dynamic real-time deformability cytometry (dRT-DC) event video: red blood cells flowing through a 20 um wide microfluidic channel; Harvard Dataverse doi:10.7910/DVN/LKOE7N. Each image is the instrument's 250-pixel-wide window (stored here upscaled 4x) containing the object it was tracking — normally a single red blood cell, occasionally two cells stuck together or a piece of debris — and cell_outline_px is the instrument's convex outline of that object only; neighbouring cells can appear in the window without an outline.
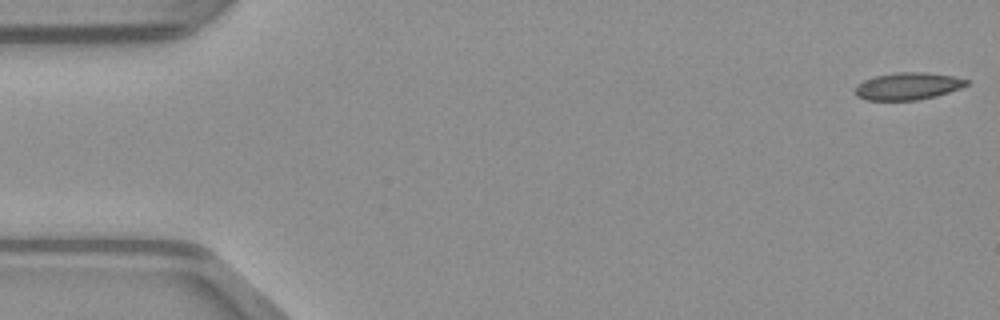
{"species": "common noctule bat (a hibernating species)", "species_latin": "Nyctalus noctula", "temperature_condition": "warm", "stored_images_in_passage": 48, "camera_frame_rate_fps": 3000, "um_per_image_px": 0.085, "animal": {"sex": "male", "body_mass_g": 23.1, "forearm_length_mm": 52.7}, "frame": {"image": 1, "passage_image": 1, "time_ms": 0.0, "image_size_px": [1000, 320], "cell_outline_px": [[968, 84], [960, 88], [936, 96], [916, 100], [864, 100], [856, 96], [852, 92], [856, 84], [864, 80], [876, 76], [896, 72], [924, 72], [952, 76], [968, 80]], "centroid_in_image_um": [77.09, 7.33], "position_along_channel_um": 7.9, "area_um2": 17.74}}
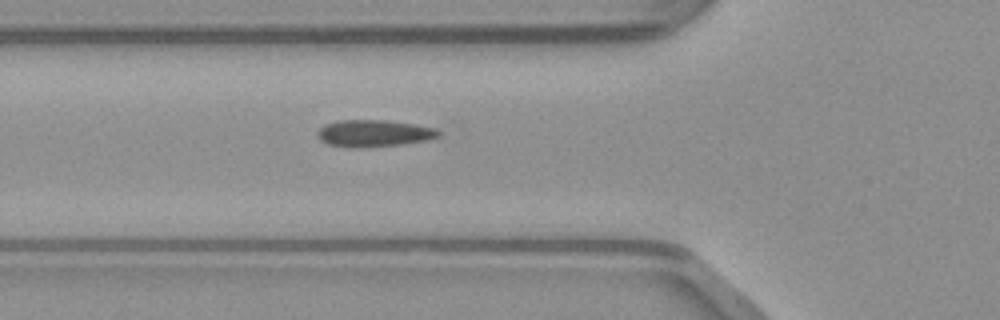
{"frame": {"image": 2, "passage_image": 17, "time_ms": 5.333, "image_size_px": [1000, 320], "cell_outline_px": [[440, 136], [428, 140], [400, 144], [360, 148], [348, 148], [328, 144], [320, 140], [316, 136], [316, 132], [324, 124], [336, 120], [384, 120], [416, 124], [436, 128], [440, 132]], "centroid_in_image_um": [31.74, 11.33], "position_along_channel_um": 94.1, "area_um2": 19.25}}
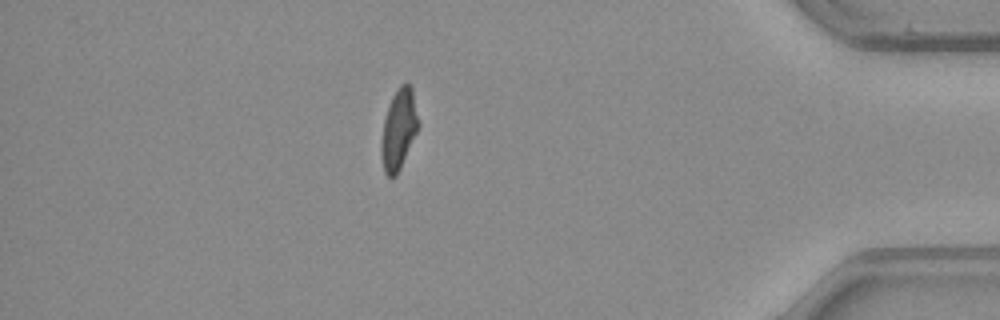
{"frame": {"image": 3, "passage_image": 42, "time_ms": 13.667, "image_size_px": [1000, 320], "cell_outline_px": [[420, 124], [400, 168], [396, 176], [388, 176], [384, 172], [380, 152], [380, 144], [384, 120], [392, 96], [396, 88], [400, 84], [408, 84], [412, 88]], "centroid_in_image_um": [33.88, 10.98], "position_along_channel_um": 401.3, "area_um2": 17.28}}